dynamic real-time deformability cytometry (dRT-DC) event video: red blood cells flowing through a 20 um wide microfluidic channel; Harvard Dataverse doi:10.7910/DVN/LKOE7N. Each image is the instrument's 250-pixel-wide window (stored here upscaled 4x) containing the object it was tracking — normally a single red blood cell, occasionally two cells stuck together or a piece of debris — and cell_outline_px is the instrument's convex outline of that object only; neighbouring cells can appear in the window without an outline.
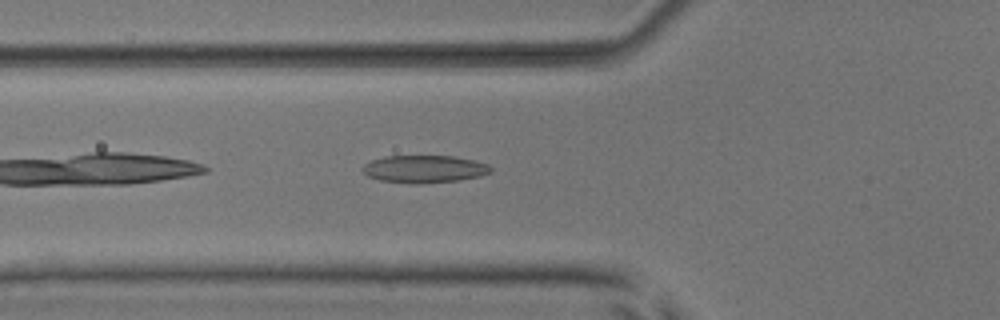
{"species": "common noctule bat (a hibernating species)", "species_latin": "Nyctalus noctula", "temperature_condition": "room temperature", "stored_images_in_passage": 38, "camera_frame_rate_fps": 3000, "um_per_image_px": 0.085, "animal": {"sex": "male", "body_mass_g": 17.9, "forearm_length_mm": 54.2}, "frame": {"image": 1, "passage_image": 4, "time_ms": 1.0, "image_size_px": [1000, 320], "cell_outline_px": [[492, 172], [480, 176], [460, 180], [420, 184], [416, 184], [380, 180], [368, 176], [360, 168], [364, 164], [372, 160], [384, 156], [456, 156], [476, 160], [488, 164], [492, 168]], "centroid_in_image_um": [36.09, 14.36], "position_along_channel_um": 89.7, "area_um2": 20.75}}
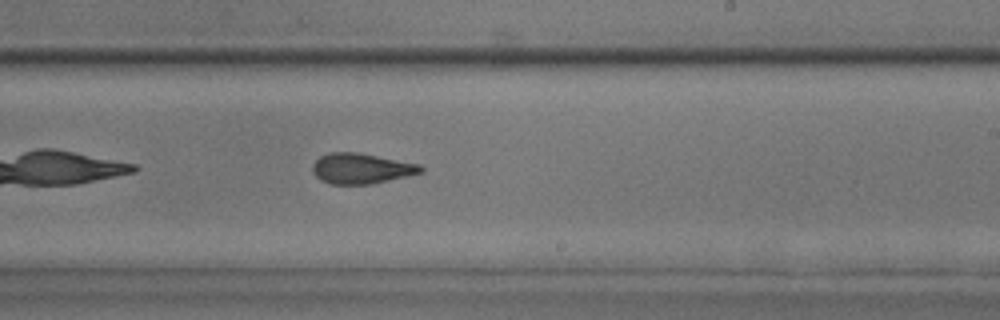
{"frame": {"image": 2, "passage_image": 17, "time_ms": 5.333, "image_size_px": [1000, 320], "cell_outline_px": [[424, 172], [372, 184], [328, 184], [320, 180], [312, 172], [312, 164], [320, 156], [328, 152], [360, 152], [420, 164], [424, 168]], "centroid_in_image_um": [30.7, 14.31], "position_along_channel_um": 258.3, "area_um2": 19.48}}
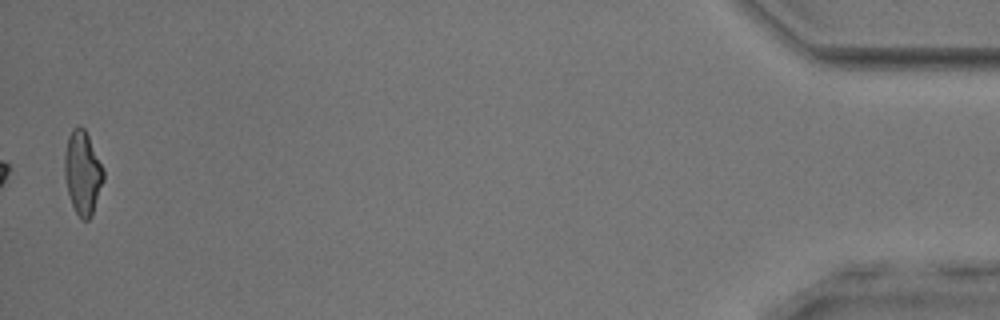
{"frame": {"image": 3, "passage_image": 37, "time_ms": 12.0, "image_size_px": [1000, 320], "cell_outline_px": [[104, 180], [92, 216], [88, 220], [80, 220], [72, 204], [68, 192], [64, 176], [64, 152], [68, 136], [72, 128], [76, 124], [84, 128], [104, 168]], "centroid_in_image_um": [7.02, 14.68], "position_along_channel_um": 428.2, "area_um2": 19.19}, "authors_computed_cell_mechanics": {"area_um2": 19.2474, "velocity_mm_per_s": 3.8957, "shape_relaxation_time_tau1_ms": 4.4275, "shape_relaxation_time_tau2_ms": 2.191, "deformation_change_tau1": 0.161, "deformation_change_tau2": 0.1171}}